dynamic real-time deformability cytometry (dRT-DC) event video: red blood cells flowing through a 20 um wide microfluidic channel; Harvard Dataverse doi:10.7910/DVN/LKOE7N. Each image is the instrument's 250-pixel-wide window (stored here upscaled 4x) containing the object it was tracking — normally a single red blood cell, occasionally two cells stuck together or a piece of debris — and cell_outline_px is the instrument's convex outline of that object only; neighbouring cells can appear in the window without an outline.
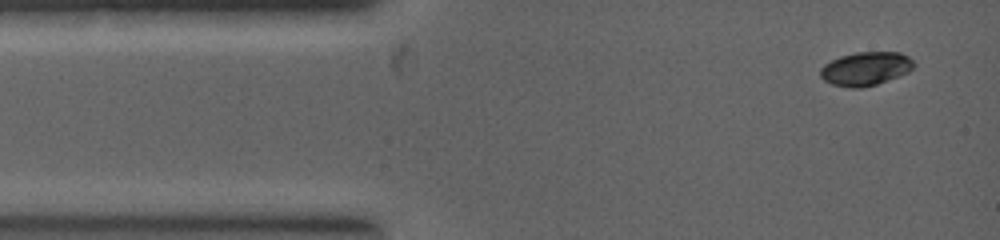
{"species": "common noctule bat (a hibernating species)", "species_latin": "Nyctalus noctula", "temperature_condition": "warm", "stored_images_in_passage": 3, "camera_frame_rate_fps": 5000, "um_per_image_px": 0.085, "animal": {"sex": "female", "body_mass_g": 19.0, "forearm_length_mm": 53.3}, "frame": {"image": 1, "passage_image": 1, "time_ms": 0.0, "image_size_px": [1000, 240], "cell_outline_px": [[916, 64], [908, 72], [876, 84], [860, 88], [852, 88], [832, 84], [824, 80], [820, 76], [820, 68], [824, 64], [840, 56], [856, 52], [900, 52], [908, 56]], "centroid_in_image_um": [73.57, 5.83], "position_along_channel_um": 11.4, "area_um2": 18.21}}
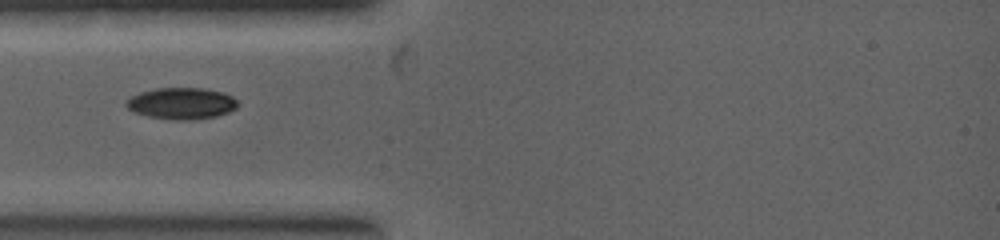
{"frame": {"image": 2, "passage_image": 3, "time_ms": 1.8, "image_size_px": [1000, 240], "cell_outline_px": [[236, 108], [228, 112], [216, 116], [192, 120], [172, 120], [148, 116], [136, 112], [128, 108], [124, 104], [132, 96], [140, 92], [156, 88], [200, 88], [220, 92], [232, 96], [236, 100]], "centroid_in_image_um": [15.41, 8.79], "position_along_channel_um": 69.6, "area_um2": 20.23}}